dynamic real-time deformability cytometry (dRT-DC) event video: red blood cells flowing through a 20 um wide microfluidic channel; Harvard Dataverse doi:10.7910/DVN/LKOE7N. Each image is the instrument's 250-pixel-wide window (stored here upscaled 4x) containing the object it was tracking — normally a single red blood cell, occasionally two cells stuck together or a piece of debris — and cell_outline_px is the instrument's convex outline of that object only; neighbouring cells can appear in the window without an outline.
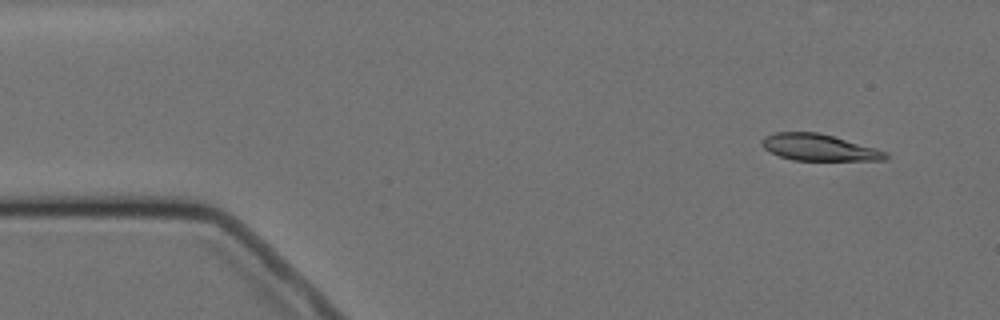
{"species": "Egyptian fruit bat (a non-hibernating species)", "species_latin": "Rousettus aegyptiacus", "temperature_condition": "cold", "stored_images_in_passage": 13, "camera_frame_rate_fps": 3000, "um_per_image_px": 0.085, "animal": {"sex": "female"}, "frame": {"image": 1, "passage_image": 1, "time_ms": 0.0, "image_size_px": [1000, 320], "cell_outline_px": [[888, 156], [884, 160], [792, 160], [768, 152], [760, 144], [760, 140], [764, 136], [776, 132], [816, 132], [832, 136], [876, 148], [888, 152]], "centroid_in_image_um": [69.56, 12.53], "position_along_channel_um": 15.4, "area_um2": 19.13}}
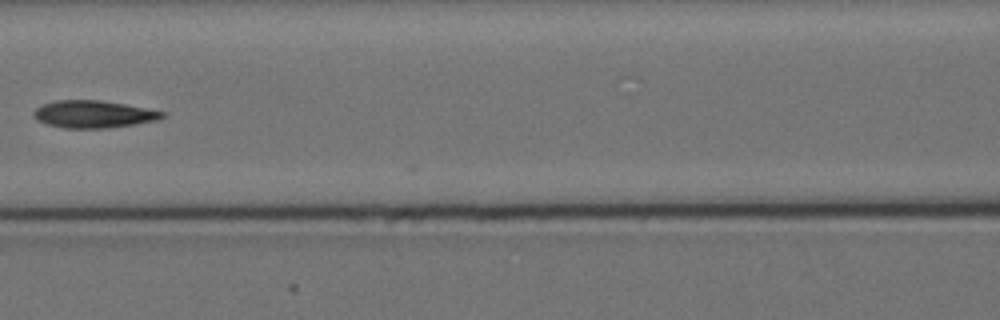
{"frame": {"image": 2, "passage_image": 6, "time_ms": 6.667, "image_size_px": [1000, 320], "cell_outline_px": [[168, 116], [156, 120], [136, 124], [108, 128], [64, 128], [44, 124], [36, 120], [32, 116], [32, 112], [36, 108], [44, 104], [56, 100], [100, 100], [124, 104], [164, 112]], "centroid_in_image_um": [7.91, 9.71], "position_along_channel_um": 158.7, "area_um2": 20.58}}
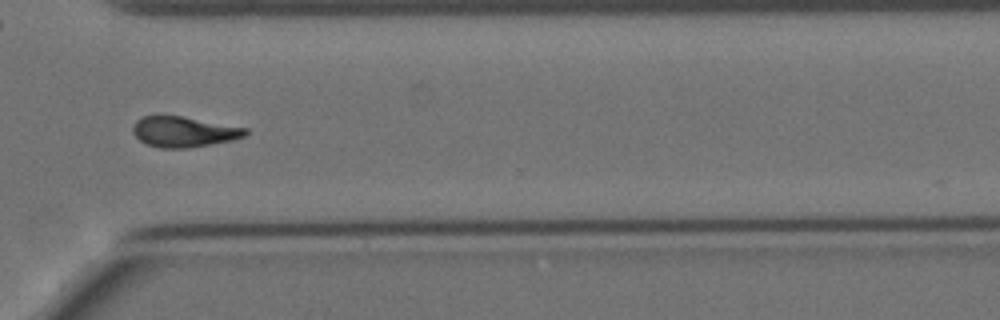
{"frame": {"image": 3, "passage_image": 11, "time_ms": 12.333, "image_size_px": [1000, 320], "cell_outline_px": [[248, 132], [244, 136], [232, 140], [188, 148], [160, 148], [148, 144], [140, 140], [132, 132], [132, 128], [136, 120], [144, 116], [180, 116], [248, 128]], "centroid_in_image_um": [15.62, 11.2], "position_along_channel_um": 355.0, "area_um2": 19.77}, "authors_computed_cell_mechanics": {"area_um2": 20.2878, "velocity_mm_per_s": 3.4845, "shape_relaxation_time_tau1_ms": 4.3355, "shape_relaxation_time_tau2_ms": 3.6398, "deformation_change_tau1": 0.1436, "deformation_change_tau2": 0.0967}}